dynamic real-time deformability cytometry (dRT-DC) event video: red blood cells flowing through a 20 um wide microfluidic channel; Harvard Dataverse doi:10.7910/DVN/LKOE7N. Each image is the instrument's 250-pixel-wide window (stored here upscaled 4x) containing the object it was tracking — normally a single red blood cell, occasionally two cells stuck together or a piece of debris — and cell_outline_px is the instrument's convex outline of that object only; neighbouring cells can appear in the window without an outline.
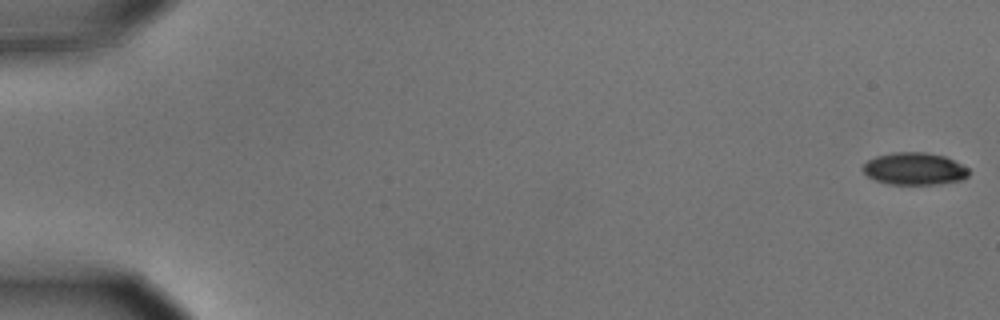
{"species": "common noctule bat (a hibernating species)", "species_latin": "Nyctalus noctula", "temperature_condition": "cold", "stored_images_in_passage": 56, "camera_frame_rate_fps": 3000, "um_per_image_px": 0.085, "animal": {"sex": "male", "body_mass_g": 15.6}, "frame": {"image": 1, "passage_image": 1, "time_ms": 0.0, "image_size_px": [1000, 320], "cell_outline_px": [[968, 176], [964, 180], [936, 184], [888, 184], [876, 180], [868, 176], [860, 168], [868, 160], [876, 156], [892, 152], [928, 152], [944, 156], [968, 168]], "centroid_in_image_um": [77.71, 14.34], "position_along_channel_um": 7.3, "area_um2": 19.94}}
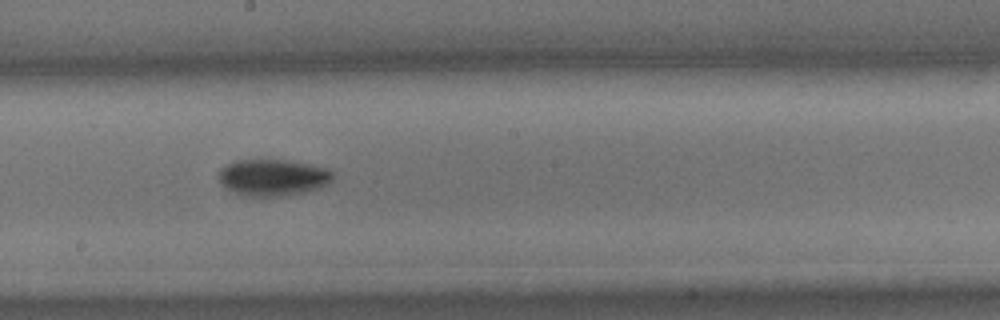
{"frame": {"image": 2, "passage_image": 32, "time_ms": 10.333, "image_size_px": [1000, 320], "cell_outline_px": [[336, 172], [332, 180], [328, 184], [320, 188], [308, 192], [260, 200], [244, 196], [232, 192], [220, 184], [216, 176], [220, 168], [236, 160], [288, 160], [328, 168]], "centroid_in_image_um": [23.18, 15.13], "position_along_channel_um": 225.0, "area_um2": 25.49}}
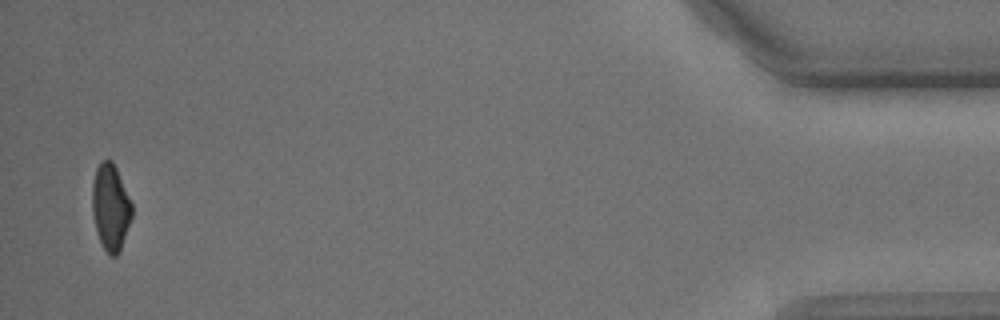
{"frame": {"image": 3, "passage_image": 55, "time_ms": 18.0, "image_size_px": [1000, 320], "cell_outline_px": [[132, 216], [120, 252], [116, 256], [112, 256], [104, 248], [100, 240], [96, 228], [92, 212], [92, 184], [96, 168], [100, 160], [112, 160], [116, 168], [132, 204]], "centroid_in_image_um": [9.39, 17.59], "position_along_channel_um": 425.8, "area_um2": 19.83}}